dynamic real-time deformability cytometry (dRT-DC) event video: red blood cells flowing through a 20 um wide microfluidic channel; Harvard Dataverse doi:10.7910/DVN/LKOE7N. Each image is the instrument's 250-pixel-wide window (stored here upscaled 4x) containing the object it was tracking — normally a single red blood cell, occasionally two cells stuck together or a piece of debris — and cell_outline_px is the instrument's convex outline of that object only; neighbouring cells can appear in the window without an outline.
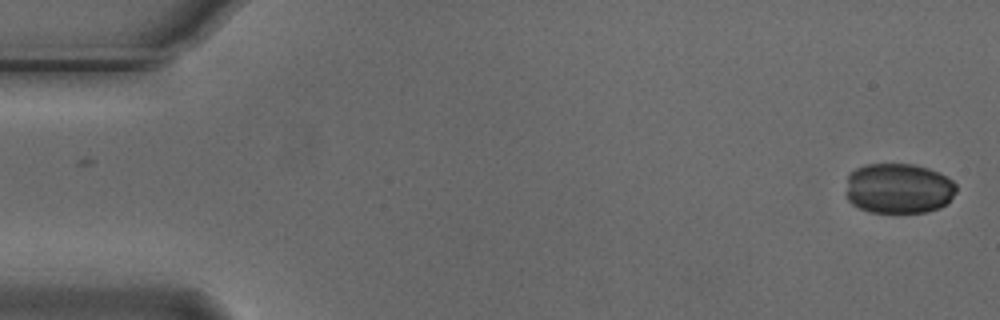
{"species": "Egyptian fruit bat (a non-hibernating species)", "species_latin": "Rousettus aegyptiacus", "temperature_condition": "cold", "stored_images_in_passage": 5, "camera_frame_rate_fps": 3000, "um_per_image_px": 0.085, "animal": {"sex": "male"}, "frame": {"image": 1, "passage_image": 1, "time_ms": 0.0, "image_size_px": [1000, 320], "cell_outline_px": [[956, 192], [948, 204], [940, 208], [928, 212], [868, 212], [852, 204], [848, 200], [844, 192], [848, 176], [856, 168], [864, 164], [912, 164], [928, 168], [952, 180], [956, 184]], "centroid_in_image_um": [76.36, 16.02], "position_along_channel_um": 8.6, "area_um2": 32.66}}